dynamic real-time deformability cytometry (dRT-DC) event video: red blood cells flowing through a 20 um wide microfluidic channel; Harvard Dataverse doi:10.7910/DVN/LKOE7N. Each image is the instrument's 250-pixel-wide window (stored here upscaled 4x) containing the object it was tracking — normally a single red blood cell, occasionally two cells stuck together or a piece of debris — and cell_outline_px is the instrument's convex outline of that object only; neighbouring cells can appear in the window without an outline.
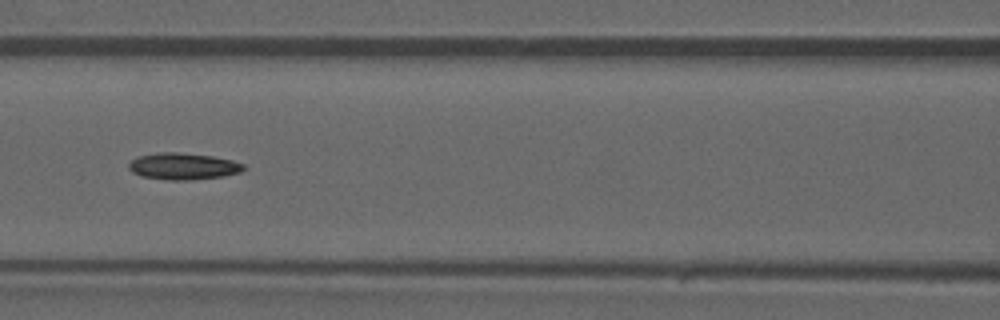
{"species": "common noctule bat (a hibernating species)", "species_latin": "Nyctalus noctula", "temperature_condition": "warm", "stored_images_in_passage": 45, "camera_frame_rate_fps": 3000, "um_per_image_px": 0.085, "animal": {"sex": "male", "forearm_length_mm": 52.5}, "frame": {"image": 1, "passage_image": 20, "time_ms": 6.333, "image_size_px": [1000, 320], "cell_outline_px": [[244, 168], [240, 172], [224, 176], [192, 180], [164, 180], [140, 176], [132, 172], [128, 168], [128, 164], [136, 156], [160, 152], [176, 152], [212, 156], [232, 160], [244, 164]], "centroid_in_image_um": [15.53, 14.14], "position_along_channel_um": 151.1, "area_um2": 17.98}}